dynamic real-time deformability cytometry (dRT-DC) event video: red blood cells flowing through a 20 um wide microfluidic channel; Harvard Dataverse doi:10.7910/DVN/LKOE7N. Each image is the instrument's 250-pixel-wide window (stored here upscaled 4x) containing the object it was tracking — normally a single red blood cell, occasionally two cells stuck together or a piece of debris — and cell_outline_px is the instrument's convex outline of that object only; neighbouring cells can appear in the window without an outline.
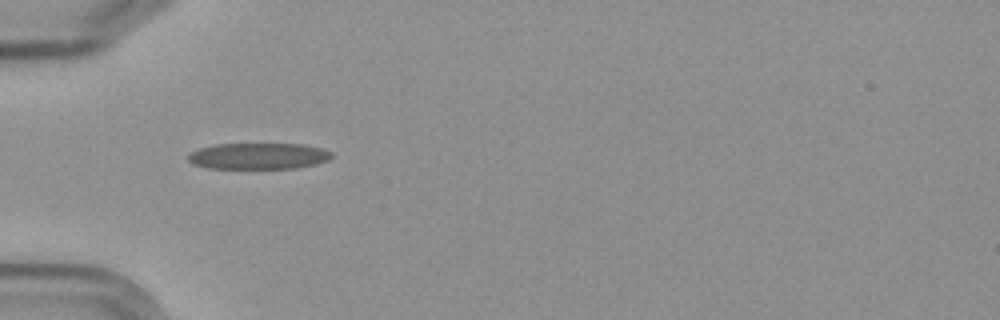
{"species": "Egyptian fruit bat (a non-hibernating species)", "species_latin": "Rousettus aegyptiacus", "temperature_condition": "cold", "stored_images_in_passage": 5, "camera_frame_rate_fps": 3000, "um_per_image_px": 0.085, "frame": {"image": 1, "passage_image": 1, "time_ms": 0.0, "image_size_px": [1000, 320], "cell_outline_px": [[332, 156], [328, 160], [316, 164], [296, 168], [208, 168], [192, 164], [188, 160], [188, 156], [192, 152], [200, 148], [216, 144], [304, 144], [320, 148], [332, 152]], "centroid_in_image_um": [21.97, 13.26], "position_along_channel_um": 63.0, "area_um2": 21.85}}
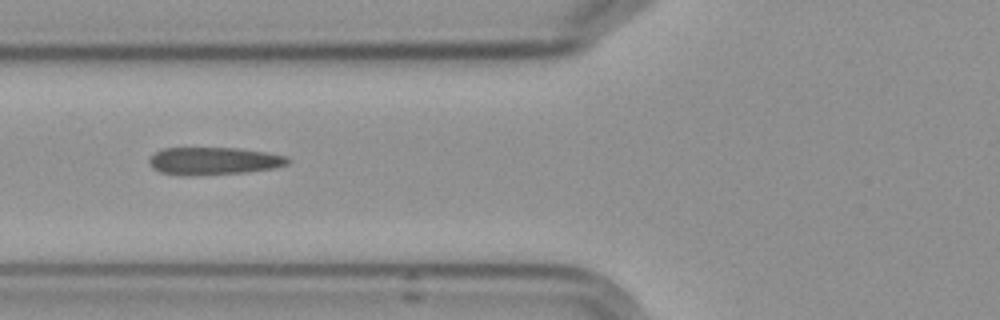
{"frame": {"image": 2, "passage_image": 2, "time_ms": 1.333, "image_size_px": [1000, 320], "cell_outline_px": [[292, 160], [288, 164], [276, 168], [248, 172], [192, 176], [180, 176], [160, 172], [152, 168], [148, 164], [148, 160], [156, 152], [164, 148], [236, 148], [268, 152], [288, 156]], "centroid_in_image_um": [18.2, 13.69], "position_along_channel_um": 107.6, "area_um2": 22.72}}
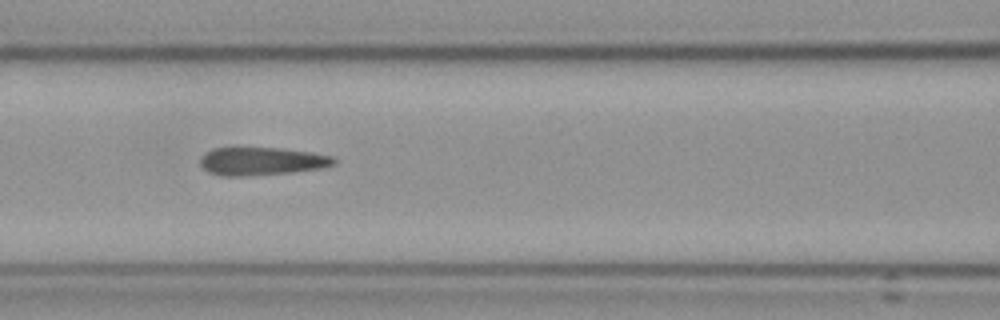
{"frame": {"image": 3, "passage_image": 3, "time_ms": 2.333, "image_size_px": [1000, 320], "cell_outline_px": [[336, 160], [332, 164], [320, 168], [292, 172], [252, 176], [220, 176], [208, 172], [200, 164], [200, 160], [212, 148], [284, 148], [312, 152], [332, 156]], "centroid_in_image_um": [22.23, 13.71], "position_along_channel_um": 144.4, "area_um2": 21.73}}